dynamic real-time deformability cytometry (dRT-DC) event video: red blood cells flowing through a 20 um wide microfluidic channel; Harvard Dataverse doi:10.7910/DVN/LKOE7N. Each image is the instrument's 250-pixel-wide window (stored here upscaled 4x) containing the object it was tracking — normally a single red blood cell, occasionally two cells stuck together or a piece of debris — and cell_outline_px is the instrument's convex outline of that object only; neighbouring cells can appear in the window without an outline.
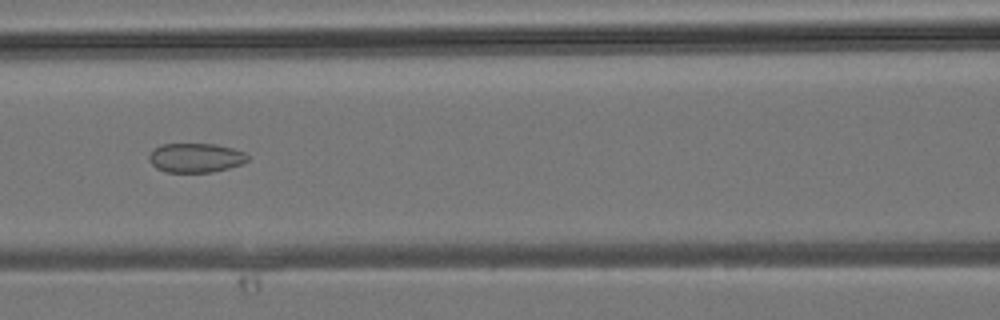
{"species": "common noctule bat (a hibernating species)", "species_latin": "Nyctalus noctula", "temperature_condition": "room temperature", "stored_images_in_passage": 26, "camera_frame_rate_fps": 3000, "um_per_image_px": 0.085, "animal": {"sex": "male", "body_mass_g": 19.2, "forearm_length_mm": 51.8}, "frame": {"image": 1, "passage_image": 5, "time_ms": 1.333, "image_size_px": [1000, 320], "cell_outline_px": [[248, 160], [240, 164], [228, 168], [212, 172], [164, 172], [156, 168], [148, 160], [148, 156], [160, 144], [216, 144], [232, 148], [244, 152], [248, 156]], "centroid_in_image_um": [16.61, 13.41], "position_along_channel_um": 150.0, "area_um2": 16.76}}
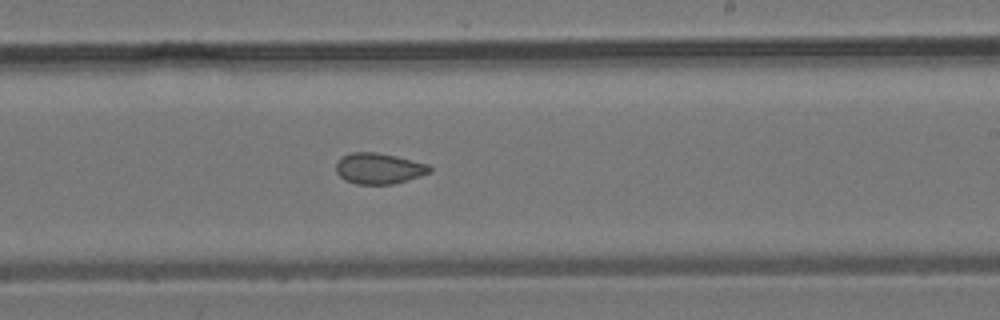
{"frame": {"image": 2, "passage_image": 11, "time_ms": 3.333, "image_size_px": [1000, 320], "cell_outline_px": [[432, 172], [408, 180], [392, 184], [356, 184], [344, 180], [336, 172], [336, 164], [344, 156], [352, 152], [376, 152], [396, 156], [428, 164], [432, 168]], "centroid_in_image_um": [32.23, 14.33], "position_along_channel_um": 256.8, "area_um2": 16.82}}
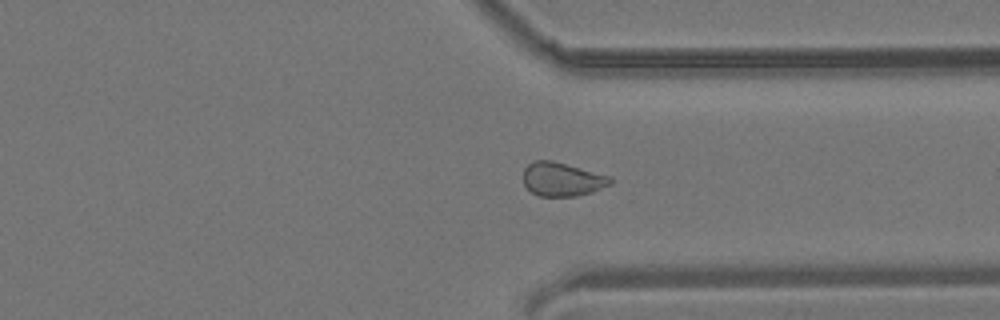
{"frame": {"image": 3, "passage_image": 17, "time_ms": 5.333, "image_size_px": [1000, 320], "cell_outline_px": [[612, 184], [592, 192], [576, 196], [540, 196], [532, 192], [524, 184], [524, 168], [528, 164], [536, 160], [552, 160], [612, 176]], "centroid_in_image_um": [47.81, 15.23], "position_along_channel_um": 363.6, "area_um2": 17.17}}